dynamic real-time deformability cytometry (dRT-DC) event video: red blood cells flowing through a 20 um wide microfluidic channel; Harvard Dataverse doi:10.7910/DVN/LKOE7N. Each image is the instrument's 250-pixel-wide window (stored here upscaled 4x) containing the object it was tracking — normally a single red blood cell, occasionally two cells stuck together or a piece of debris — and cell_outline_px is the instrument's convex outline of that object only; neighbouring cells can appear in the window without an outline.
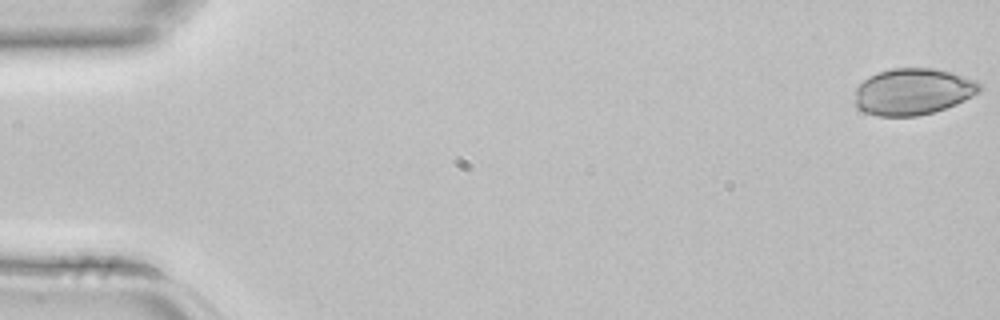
{"species": "common noctule bat (a hibernating species)", "species_latin": "Nyctalus noctula", "temperature_condition": "room temperature", "stored_images_in_passage": 4, "camera_frame_rate_fps": 3000, "um_per_image_px": 0.085, "animal": {"sex": "female", "body_mass_g": 22.7, "forearm_length_mm": 54.2}, "frame": {"image": 1, "passage_image": 1, "time_ms": 0.0, "image_size_px": [1000, 320], "cell_outline_px": [[984, 88], [980, 92], [956, 104], [932, 112], [916, 116], [876, 116], [864, 112], [856, 108], [856, 88], [868, 76], [892, 68], [932, 68], [952, 72], [976, 80], [984, 84]], "centroid_in_image_um": [77.63, 7.78], "position_along_channel_um": 7.4, "area_um2": 33.99}}